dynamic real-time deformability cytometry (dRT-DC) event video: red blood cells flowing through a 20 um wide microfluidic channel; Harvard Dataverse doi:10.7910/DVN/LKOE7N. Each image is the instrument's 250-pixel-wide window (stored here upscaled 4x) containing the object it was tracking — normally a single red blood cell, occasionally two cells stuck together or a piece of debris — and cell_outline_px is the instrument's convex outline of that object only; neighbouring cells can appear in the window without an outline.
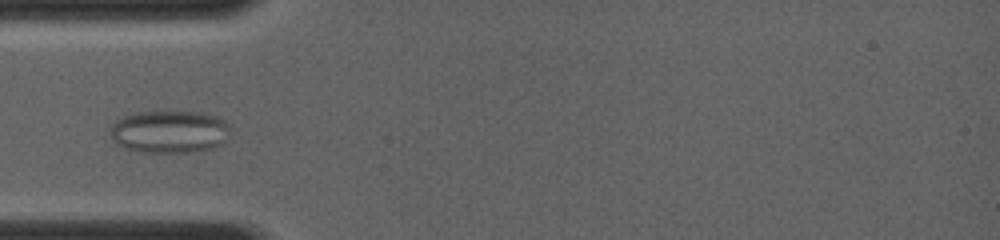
{"species": "common noctule bat (a hibernating species)", "species_latin": "Nyctalus noctula", "temperature_condition": "room temperature", "stored_images_in_passage": 18, "camera_frame_rate_fps": 4000, "um_per_image_px": 0.085, "animal": {"sex": "female", "body_mass_g": 19.0, "forearm_length_mm": 56.7}, "frame": {"image": 1, "passage_image": 3, "time_ms": 1.25, "image_size_px": [1000, 240], "cell_outline_px": [[228, 128], [224, 144], [212, 148], [188, 152], [136, 152], [116, 144], [112, 140], [112, 124], [116, 120], [124, 116], [136, 112], [204, 112], [220, 116], [228, 124]], "centroid_in_image_um": [14.41, 11.19], "position_along_channel_um": 70.6, "area_um2": 29.82}}
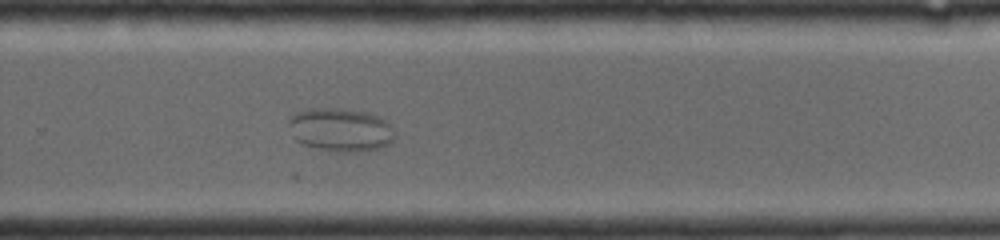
{"frame": {"image": 2, "passage_image": 11, "time_ms": 6.75, "image_size_px": [1000, 240], "cell_outline_px": [[396, 136], [392, 144], [380, 148], [360, 152], [336, 152], [316, 148], [300, 144], [296, 140], [288, 124], [288, 120], [296, 112], [308, 108], [336, 108], [364, 112], [376, 116], [384, 120], [392, 128]], "centroid_in_image_um": [28.94, 11.05], "position_along_channel_um": 300.9, "area_um2": 26.99}}